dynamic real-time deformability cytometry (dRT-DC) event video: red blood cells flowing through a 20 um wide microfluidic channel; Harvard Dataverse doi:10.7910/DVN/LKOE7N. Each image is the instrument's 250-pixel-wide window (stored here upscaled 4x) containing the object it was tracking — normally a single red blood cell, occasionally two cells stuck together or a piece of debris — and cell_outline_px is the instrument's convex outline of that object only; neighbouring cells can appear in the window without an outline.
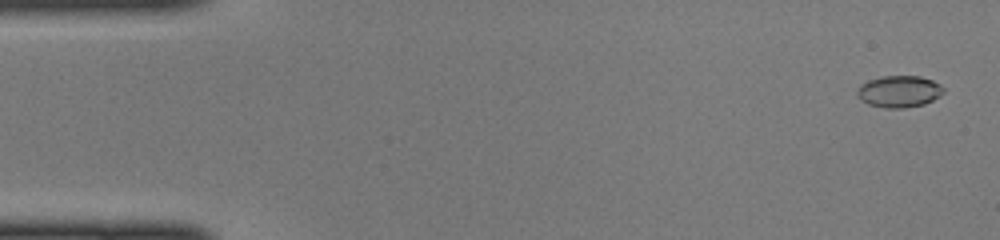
{"species": "common noctule bat (a hibernating species)", "species_latin": "Nyctalus noctula", "temperature_condition": "cold", "stored_images_in_passage": 47, "camera_frame_rate_fps": 3000, "um_per_image_px": 0.085, "animal": {"sex": "female", "body_mass_g": 22.0, "forearm_length_mm": 56.7}, "frame": {"image": 1, "passage_image": 2, "time_ms": 0.333, "image_size_px": [1000, 240], "cell_outline_px": [[944, 92], [940, 96], [924, 104], [904, 108], [884, 108], [868, 104], [860, 100], [856, 92], [860, 84], [868, 80], [884, 76], [920, 76], [932, 80], [940, 84], [944, 88]], "centroid_in_image_um": [76.42, 7.78], "position_along_channel_um": 8.6, "area_um2": 16.07}}
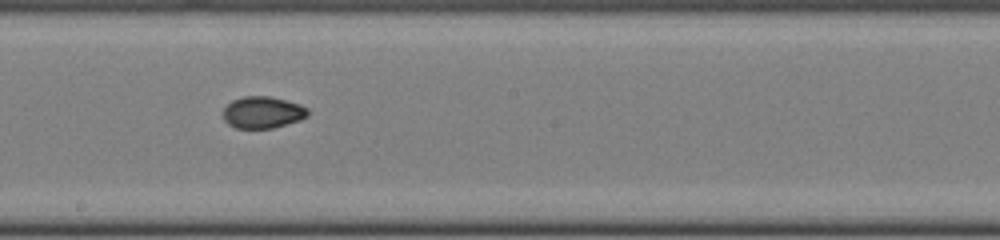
{"frame": {"image": 2, "passage_image": 26, "time_ms": 8.333, "image_size_px": [1000, 240], "cell_outline_px": [[308, 116], [300, 120], [272, 128], [236, 128], [228, 124], [224, 120], [224, 108], [232, 100], [244, 96], [272, 96], [300, 104], [308, 108]], "centroid_in_image_um": [22.34, 9.54], "position_along_channel_um": 225.9, "area_um2": 15.72}}
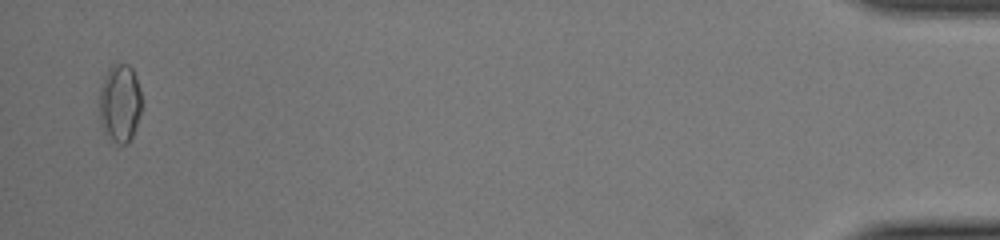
{"frame": {"image": 3, "passage_image": 46, "time_ms": 15.0, "image_size_px": [1000, 240], "cell_outline_px": [[140, 112], [132, 136], [124, 144], [120, 144], [112, 140], [104, 132], [100, 124], [100, 88], [104, 76], [108, 68], [112, 64], [128, 64], [132, 68], [136, 76], [140, 88]], "centroid_in_image_um": [10.17, 8.73], "position_along_channel_um": 425.0, "area_um2": 19.07}}